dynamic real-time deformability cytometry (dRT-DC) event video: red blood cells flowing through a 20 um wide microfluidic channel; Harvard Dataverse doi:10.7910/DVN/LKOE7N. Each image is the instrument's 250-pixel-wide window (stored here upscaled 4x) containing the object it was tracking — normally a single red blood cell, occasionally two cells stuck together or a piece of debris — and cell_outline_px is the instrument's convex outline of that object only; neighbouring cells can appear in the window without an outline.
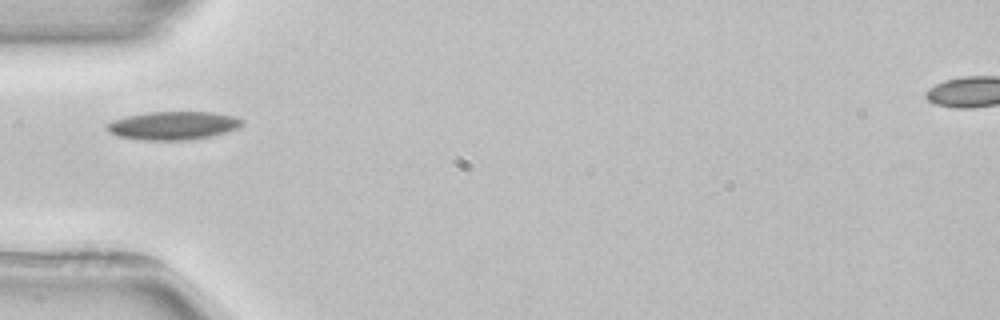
{"species": "common noctule bat (a hibernating species)", "species_latin": "Nyctalus noctula", "temperature_condition": "room temperature", "stored_images_in_passage": 1, "camera_frame_rate_fps": 3000, "um_per_image_px": 0.085, "animal": {"sex": "female", "body_mass_g": 22.7, "forearm_length_mm": 54.2}, "frame": {"image": 1, "passage_image": 1, "time_ms": 0.0, "image_size_px": [1000, 320], "cell_outline_px": [[244, 124], [236, 128], [224, 132], [208, 136], [188, 140], [140, 140], [116, 136], [108, 132], [104, 128], [112, 120], [128, 116], [148, 112], [212, 112], [232, 116], [244, 120]], "centroid_in_image_um": [14.66, 10.67], "position_along_channel_um": 70.3, "area_um2": 22.2}}